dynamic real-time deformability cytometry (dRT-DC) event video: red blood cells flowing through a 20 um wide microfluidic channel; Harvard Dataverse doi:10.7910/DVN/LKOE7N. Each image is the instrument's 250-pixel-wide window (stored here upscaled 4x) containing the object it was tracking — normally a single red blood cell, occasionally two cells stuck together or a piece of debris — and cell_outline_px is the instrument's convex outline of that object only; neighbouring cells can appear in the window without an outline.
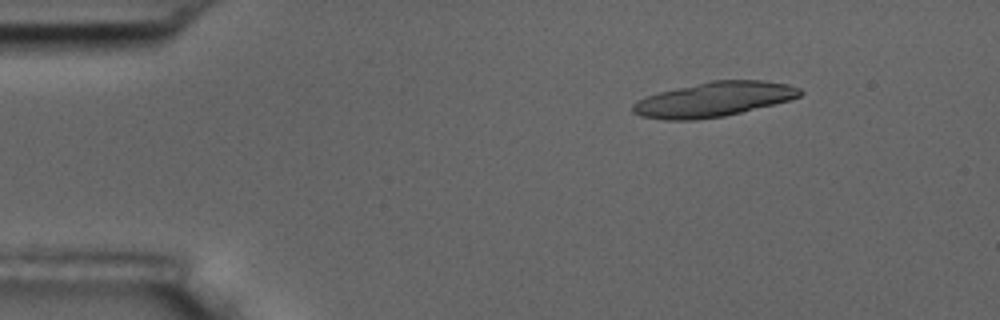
{"species": "common noctule bat (a hibernating species)", "species_latin": "Nyctalus noctula", "temperature_condition": "room temperature", "stored_images_in_passage": 11, "segment_of_instrument_passage": [1, 2], "camera_frame_rate_fps": 3000, "um_per_image_px": 0.085, "animal": {"sex": "male", "body_mass_g": 17.5, "forearm_length_mm": 52.3}, "frame": {"image": 1, "passage_image": 2, "time_ms": 2.0, "image_size_px": [1000, 320], "cell_outline_px": [[804, 92], [800, 96], [788, 100], [724, 116], [696, 120], [664, 120], [640, 116], [632, 112], [632, 104], [636, 100], [644, 96], [676, 88], [712, 80], [764, 80], [788, 84], [800, 88]], "centroid_in_image_um": [60.63, 8.44], "position_along_channel_um": 24.4, "area_um2": 33.76}}